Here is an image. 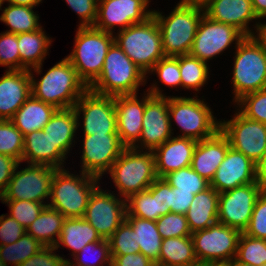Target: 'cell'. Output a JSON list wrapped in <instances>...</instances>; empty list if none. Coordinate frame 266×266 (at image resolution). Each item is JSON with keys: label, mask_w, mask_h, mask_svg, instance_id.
I'll return each mask as SVG.
<instances>
[{"label": "cell", "mask_w": 266, "mask_h": 266, "mask_svg": "<svg viewBox=\"0 0 266 266\" xmlns=\"http://www.w3.org/2000/svg\"><path fill=\"white\" fill-rule=\"evenodd\" d=\"M31 75V95L56 109L73 108L80 97L89 89L79 78L71 62L65 57L36 81Z\"/></svg>", "instance_id": "1"}, {"label": "cell", "mask_w": 266, "mask_h": 266, "mask_svg": "<svg viewBox=\"0 0 266 266\" xmlns=\"http://www.w3.org/2000/svg\"><path fill=\"white\" fill-rule=\"evenodd\" d=\"M204 14L202 6L181 4H177L167 17L158 11H152L161 32L165 56L176 57L190 53Z\"/></svg>", "instance_id": "2"}, {"label": "cell", "mask_w": 266, "mask_h": 266, "mask_svg": "<svg viewBox=\"0 0 266 266\" xmlns=\"http://www.w3.org/2000/svg\"><path fill=\"white\" fill-rule=\"evenodd\" d=\"M146 74L113 42L108 49L100 76L88 87L107 96L136 94L146 82Z\"/></svg>", "instance_id": "3"}, {"label": "cell", "mask_w": 266, "mask_h": 266, "mask_svg": "<svg viewBox=\"0 0 266 266\" xmlns=\"http://www.w3.org/2000/svg\"><path fill=\"white\" fill-rule=\"evenodd\" d=\"M125 147L108 171L121 197L147 190L158 178L153 151Z\"/></svg>", "instance_id": "4"}, {"label": "cell", "mask_w": 266, "mask_h": 266, "mask_svg": "<svg viewBox=\"0 0 266 266\" xmlns=\"http://www.w3.org/2000/svg\"><path fill=\"white\" fill-rule=\"evenodd\" d=\"M75 176L64 168H58L51 183V203L47 205L59 211L65 218L83 217L93 191L100 178L83 173Z\"/></svg>", "instance_id": "5"}, {"label": "cell", "mask_w": 266, "mask_h": 266, "mask_svg": "<svg viewBox=\"0 0 266 266\" xmlns=\"http://www.w3.org/2000/svg\"><path fill=\"white\" fill-rule=\"evenodd\" d=\"M113 42L112 33L101 31L94 26L78 27L75 47L66 58L87 87L100 76L108 49Z\"/></svg>", "instance_id": "6"}, {"label": "cell", "mask_w": 266, "mask_h": 266, "mask_svg": "<svg viewBox=\"0 0 266 266\" xmlns=\"http://www.w3.org/2000/svg\"><path fill=\"white\" fill-rule=\"evenodd\" d=\"M114 42L145 74L165 57L161 32L153 16L119 31Z\"/></svg>", "instance_id": "7"}, {"label": "cell", "mask_w": 266, "mask_h": 266, "mask_svg": "<svg viewBox=\"0 0 266 266\" xmlns=\"http://www.w3.org/2000/svg\"><path fill=\"white\" fill-rule=\"evenodd\" d=\"M236 46L233 67L234 101L266 89V51L253 38L245 36Z\"/></svg>", "instance_id": "8"}, {"label": "cell", "mask_w": 266, "mask_h": 266, "mask_svg": "<svg viewBox=\"0 0 266 266\" xmlns=\"http://www.w3.org/2000/svg\"><path fill=\"white\" fill-rule=\"evenodd\" d=\"M208 106L195 97L168 96L169 119L175 120L183 132L178 137L201 141L212 137L220 129V122Z\"/></svg>", "instance_id": "9"}, {"label": "cell", "mask_w": 266, "mask_h": 266, "mask_svg": "<svg viewBox=\"0 0 266 266\" xmlns=\"http://www.w3.org/2000/svg\"><path fill=\"white\" fill-rule=\"evenodd\" d=\"M159 89L155 83L147 90L148 93L144 94L146 96L142 132L138 144L133 146L135 149L139 148L140 150L143 147L146 149L145 151H153L172 137L173 129L169 119L168 97Z\"/></svg>", "instance_id": "10"}, {"label": "cell", "mask_w": 266, "mask_h": 266, "mask_svg": "<svg viewBox=\"0 0 266 266\" xmlns=\"http://www.w3.org/2000/svg\"><path fill=\"white\" fill-rule=\"evenodd\" d=\"M241 232L219 222L191 234L198 262H228L236 258Z\"/></svg>", "instance_id": "11"}, {"label": "cell", "mask_w": 266, "mask_h": 266, "mask_svg": "<svg viewBox=\"0 0 266 266\" xmlns=\"http://www.w3.org/2000/svg\"><path fill=\"white\" fill-rule=\"evenodd\" d=\"M18 167L19 164L0 200H29L44 203V199L50 198L51 183L56 168L29 164L25 169L17 171Z\"/></svg>", "instance_id": "12"}, {"label": "cell", "mask_w": 266, "mask_h": 266, "mask_svg": "<svg viewBox=\"0 0 266 266\" xmlns=\"http://www.w3.org/2000/svg\"><path fill=\"white\" fill-rule=\"evenodd\" d=\"M73 108L78 127L83 112L84 135L118 134L114 96L100 95L88 89Z\"/></svg>", "instance_id": "13"}, {"label": "cell", "mask_w": 266, "mask_h": 266, "mask_svg": "<svg viewBox=\"0 0 266 266\" xmlns=\"http://www.w3.org/2000/svg\"><path fill=\"white\" fill-rule=\"evenodd\" d=\"M229 121H220V130L230 147L257 163L266 151V124L247 119L239 111Z\"/></svg>", "instance_id": "14"}, {"label": "cell", "mask_w": 266, "mask_h": 266, "mask_svg": "<svg viewBox=\"0 0 266 266\" xmlns=\"http://www.w3.org/2000/svg\"><path fill=\"white\" fill-rule=\"evenodd\" d=\"M263 189L257 182L219 193L218 222L243 233L250 223L255 202Z\"/></svg>", "instance_id": "15"}, {"label": "cell", "mask_w": 266, "mask_h": 266, "mask_svg": "<svg viewBox=\"0 0 266 266\" xmlns=\"http://www.w3.org/2000/svg\"><path fill=\"white\" fill-rule=\"evenodd\" d=\"M126 200L97 187L90 196L83 218L95 228L102 239L108 240L125 221Z\"/></svg>", "instance_id": "16"}, {"label": "cell", "mask_w": 266, "mask_h": 266, "mask_svg": "<svg viewBox=\"0 0 266 266\" xmlns=\"http://www.w3.org/2000/svg\"><path fill=\"white\" fill-rule=\"evenodd\" d=\"M244 37L234 26L214 21L204 14L189 54L207 63L227 49L233 41L238 44Z\"/></svg>", "instance_id": "17"}, {"label": "cell", "mask_w": 266, "mask_h": 266, "mask_svg": "<svg viewBox=\"0 0 266 266\" xmlns=\"http://www.w3.org/2000/svg\"><path fill=\"white\" fill-rule=\"evenodd\" d=\"M149 0H98L97 19L94 27L113 34V27L119 31L130 25L145 22L152 16L147 10Z\"/></svg>", "instance_id": "18"}, {"label": "cell", "mask_w": 266, "mask_h": 266, "mask_svg": "<svg viewBox=\"0 0 266 266\" xmlns=\"http://www.w3.org/2000/svg\"><path fill=\"white\" fill-rule=\"evenodd\" d=\"M82 172L98 178L110 170L125 146L118 134L84 135Z\"/></svg>", "instance_id": "19"}, {"label": "cell", "mask_w": 266, "mask_h": 266, "mask_svg": "<svg viewBox=\"0 0 266 266\" xmlns=\"http://www.w3.org/2000/svg\"><path fill=\"white\" fill-rule=\"evenodd\" d=\"M256 182L255 163L242 152L230 147L210 186L222 193L238 186Z\"/></svg>", "instance_id": "20"}, {"label": "cell", "mask_w": 266, "mask_h": 266, "mask_svg": "<svg viewBox=\"0 0 266 266\" xmlns=\"http://www.w3.org/2000/svg\"><path fill=\"white\" fill-rule=\"evenodd\" d=\"M137 98V93L114 96L117 133L125 147H133L142 132L145 96L141 101Z\"/></svg>", "instance_id": "21"}, {"label": "cell", "mask_w": 266, "mask_h": 266, "mask_svg": "<svg viewBox=\"0 0 266 266\" xmlns=\"http://www.w3.org/2000/svg\"><path fill=\"white\" fill-rule=\"evenodd\" d=\"M203 8L210 19L234 26L244 36L255 34L248 27L250 21L259 19L251 0H209Z\"/></svg>", "instance_id": "22"}, {"label": "cell", "mask_w": 266, "mask_h": 266, "mask_svg": "<svg viewBox=\"0 0 266 266\" xmlns=\"http://www.w3.org/2000/svg\"><path fill=\"white\" fill-rule=\"evenodd\" d=\"M0 78V120H11L31 96L29 70H9Z\"/></svg>", "instance_id": "23"}, {"label": "cell", "mask_w": 266, "mask_h": 266, "mask_svg": "<svg viewBox=\"0 0 266 266\" xmlns=\"http://www.w3.org/2000/svg\"><path fill=\"white\" fill-rule=\"evenodd\" d=\"M229 148L227 137L219 129L212 137L197 141L190 167L211 182Z\"/></svg>", "instance_id": "24"}, {"label": "cell", "mask_w": 266, "mask_h": 266, "mask_svg": "<svg viewBox=\"0 0 266 266\" xmlns=\"http://www.w3.org/2000/svg\"><path fill=\"white\" fill-rule=\"evenodd\" d=\"M196 145L197 141L194 139L173 136L155 148L153 154L158 178L190 166Z\"/></svg>", "instance_id": "25"}, {"label": "cell", "mask_w": 266, "mask_h": 266, "mask_svg": "<svg viewBox=\"0 0 266 266\" xmlns=\"http://www.w3.org/2000/svg\"><path fill=\"white\" fill-rule=\"evenodd\" d=\"M65 157L67 156L54 144L48 132L35 130L24 136L22 162L58 169L63 168Z\"/></svg>", "instance_id": "26"}, {"label": "cell", "mask_w": 266, "mask_h": 266, "mask_svg": "<svg viewBox=\"0 0 266 266\" xmlns=\"http://www.w3.org/2000/svg\"><path fill=\"white\" fill-rule=\"evenodd\" d=\"M20 55V70H32L40 75L42 62L46 58L51 39L46 36L43 28L32 32L17 34ZM31 67V68H30Z\"/></svg>", "instance_id": "27"}, {"label": "cell", "mask_w": 266, "mask_h": 266, "mask_svg": "<svg viewBox=\"0 0 266 266\" xmlns=\"http://www.w3.org/2000/svg\"><path fill=\"white\" fill-rule=\"evenodd\" d=\"M218 205L219 193L211 186L194 196L185 214L191 233L218 222Z\"/></svg>", "instance_id": "28"}, {"label": "cell", "mask_w": 266, "mask_h": 266, "mask_svg": "<svg viewBox=\"0 0 266 266\" xmlns=\"http://www.w3.org/2000/svg\"><path fill=\"white\" fill-rule=\"evenodd\" d=\"M57 109L32 95L15 112L11 121L25 136L35 130H43Z\"/></svg>", "instance_id": "29"}, {"label": "cell", "mask_w": 266, "mask_h": 266, "mask_svg": "<svg viewBox=\"0 0 266 266\" xmlns=\"http://www.w3.org/2000/svg\"><path fill=\"white\" fill-rule=\"evenodd\" d=\"M104 240L83 217H73L64 220L59 240L54 247L58 250L60 244H63L72 250L71 256H74L88 243Z\"/></svg>", "instance_id": "30"}, {"label": "cell", "mask_w": 266, "mask_h": 266, "mask_svg": "<svg viewBox=\"0 0 266 266\" xmlns=\"http://www.w3.org/2000/svg\"><path fill=\"white\" fill-rule=\"evenodd\" d=\"M78 129V118L74 108L57 109L51 116L49 122L44 126L43 131L53 140L54 144L67 155L70 151L74 133Z\"/></svg>", "instance_id": "31"}, {"label": "cell", "mask_w": 266, "mask_h": 266, "mask_svg": "<svg viewBox=\"0 0 266 266\" xmlns=\"http://www.w3.org/2000/svg\"><path fill=\"white\" fill-rule=\"evenodd\" d=\"M66 218L48 205L28 226L26 233L33 236L43 246L54 247L59 240L61 229ZM56 239H55V237Z\"/></svg>", "instance_id": "32"}, {"label": "cell", "mask_w": 266, "mask_h": 266, "mask_svg": "<svg viewBox=\"0 0 266 266\" xmlns=\"http://www.w3.org/2000/svg\"><path fill=\"white\" fill-rule=\"evenodd\" d=\"M197 262L192 236L172 237L162 240L155 266H188Z\"/></svg>", "instance_id": "33"}, {"label": "cell", "mask_w": 266, "mask_h": 266, "mask_svg": "<svg viewBox=\"0 0 266 266\" xmlns=\"http://www.w3.org/2000/svg\"><path fill=\"white\" fill-rule=\"evenodd\" d=\"M125 220L135 231V239L139 244L140 252L156 264L159 259L163 240L156 222L135 216H126Z\"/></svg>", "instance_id": "34"}, {"label": "cell", "mask_w": 266, "mask_h": 266, "mask_svg": "<svg viewBox=\"0 0 266 266\" xmlns=\"http://www.w3.org/2000/svg\"><path fill=\"white\" fill-rule=\"evenodd\" d=\"M126 216L156 221L160 218L159 178L145 190L131 195L126 200Z\"/></svg>", "instance_id": "35"}, {"label": "cell", "mask_w": 266, "mask_h": 266, "mask_svg": "<svg viewBox=\"0 0 266 266\" xmlns=\"http://www.w3.org/2000/svg\"><path fill=\"white\" fill-rule=\"evenodd\" d=\"M34 7L8 4L1 16L0 21L10 27L5 32L19 34L32 32L40 29L39 16L32 9Z\"/></svg>", "instance_id": "36"}, {"label": "cell", "mask_w": 266, "mask_h": 266, "mask_svg": "<svg viewBox=\"0 0 266 266\" xmlns=\"http://www.w3.org/2000/svg\"><path fill=\"white\" fill-rule=\"evenodd\" d=\"M44 246L33 236L24 233L19 240L12 244L0 245V260L7 266H19L32 255L38 253ZM8 263V264H7Z\"/></svg>", "instance_id": "37"}, {"label": "cell", "mask_w": 266, "mask_h": 266, "mask_svg": "<svg viewBox=\"0 0 266 266\" xmlns=\"http://www.w3.org/2000/svg\"><path fill=\"white\" fill-rule=\"evenodd\" d=\"M204 61L190 54L179 56L181 87L198 91L209 78V67Z\"/></svg>", "instance_id": "38"}, {"label": "cell", "mask_w": 266, "mask_h": 266, "mask_svg": "<svg viewBox=\"0 0 266 266\" xmlns=\"http://www.w3.org/2000/svg\"><path fill=\"white\" fill-rule=\"evenodd\" d=\"M233 262H242L254 266L266 264V240L241 233L236 258Z\"/></svg>", "instance_id": "39"}, {"label": "cell", "mask_w": 266, "mask_h": 266, "mask_svg": "<svg viewBox=\"0 0 266 266\" xmlns=\"http://www.w3.org/2000/svg\"><path fill=\"white\" fill-rule=\"evenodd\" d=\"M163 178L171 187L177 188V191H193L195 195L210 187V182L190 166L170 172Z\"/></svg>", "instance_id": "40"}, {"label": "cell", "mask_w": 266, "mask_h": 266, "mask_svg": "<svg viewBox=\"0 0 266 266\" xmlns=\"http://www.w3.org/2000/svg\"><path fill=\"white\" fill-rule=\"evenodd\" d=\"M24 135L11 120H0V154L22 162Z\"/></svg>", "instance_id": "41"}, {"label": "cell", "mask_w": 266, "mask_h": 266, "mask_svg": "<svg viewBox=\"0 0 266 266\" xmlns=\"http://www.w3.org/2000/svg\"><path fill=\"white\" fill-rule=\"evenodd\" d=\"M86 254L91 255L92 258L94 256L95 259L93 258L92 260L95 261V263H90L88 259L91 260V258L84 257ZM73 257L74 260H76L74 261L75 263H73V261L70 262L69 259L66 266H103L104 264H107V266L112 265V257L108 240L88 243L80 250L78 254L74 255Z\"/></svg>", "instance_id": "42"}, {"label": "cell", "mask_w": 266, "mask_h": 266, "mask_svg": "<svg viewBox=\"0 0 266 266\" xmlns=\"http://www.w3.org/2000/svg\"><path fill=\"white\" fill-rule=\"evenodd\" d=\"M111 256L126 255L140 252L135 239V231L125 220L108 239Z\"/></svg>", "instance_id": "43"}, {"label": "cell", "mask_w": 266, "mask_h": 266, "mask_svg": "<svg viewBox=\"0 0 266 266\" xmlns=\"http://www.w3.org/2000/svg\"><path fill=\"white\" fill-rule=\"evenodd\" d=\"M236 103L247 119L266 124V89L246 94Z\"/></svg>", "instance_id": "44"}, {"label": "cell", "mask_w": 266, "mask_h": 266, "mask_svg": "<svg viewBox=\"0 0 266 266\" xmlns=\"http://www.w3.org/2000/svg\"><path fill=\"white\" fill-rule=\"evenodd\" d=\"M155 222L162 239L187 237L192 234L184 214L169 212Z\"/></svg>", "instance_id": "45"}, {"label": "cell", "mask_w": 266, "mask_h": 266, "mask_svg": "<svg viewBox=\"0 0 266 266\" xmlns=\"http://www.w3.org/2000/svg\"><path fill=\"white\" fill-rule=\"evenodd\" d=\"M10 209V216L25 229L39 216L47 204L29 200H2Z\"/></svg>", "instance_id": "46"}, {"label": "cell", "mask_w": 266, "mask_h": 266, "mask_svg": "<svg viewBox=\"0 0 266 266\" xmlns=\"http://www.w3.org/2000/svg\"><path fill=\"white\" fill-rule=\"evenodd\" d=\"M0 65L8 67L9 70H20L17 34H0Z\"/></svg>", "instance_id": "47"}, {"label": "cell", "mask_w": 266, "mask_h": 266, "mask_svg": "<svg viewBox=\"0 0 266 266\" xmlns=\"http://www.w3.org/2000/svg\"><path fill=\"white\" fill-rule=\"evenodd\" d=\"M156 72L164 85L181 86V75L179 68V56H165L161 58L150 70Z\"/></svg>", "instance_id": "48"}, {"label": "cell", "mask_w": 266, "mask_h": 266, "mask_svg": "<svg viewBox=\"0 0 266 266\" xmlns=\"http://www.w3.org/2000/svg\"><path fill=\"white\" fill-rule=\"evenodd\" d=\"M243 233L254 238L266 240V190H263L258 196L250 223Z\"/></svg>", "instance_id": "49"}, {"label": "cell", "mask_w": 266, "mask_h": 266, "mask_svg": "<svg viewBox=\"0 0 266 266\" xmlns=\"http://www.w3.org/2000/svg\"><path fill=\"white\" fill-rule=\"evenodd\" d=\"M80 16V27L94 26L97 19L98 0H65Z\"/></svg>", "instance_id": "50"}, {"label": "cell", "mask_w": 266, "mask_h": 266, "mask_svg": "<svg viewBox=\"0 0 266 266\" xmlns=\"http://www.w3.org/2000/svg\"><path fill=\"white\" fill-rule=\"evenodd\" d=\"M55 247L44 246L38 253L32 255L19 266H66L68 259L55 254Z\"/></svg>", "instance_id": "51"}, {"label": "cell", "mask_w": 266, "mask_h": 266, "mask_svg": "<svg viewBox=\"0 0 266 266\" xmlns=\"http://www.w3.org/2000/svg\"><path fill=\"white\" fill-rule=\"evenodd\" d=\"M5 216L4 214L0 216V238L2 241L0 245L12 244L26 232V229L10 215Z\"/></svg>", "instance_id": "52"}, {"label": "cell", "mask_w": 266, "mask_h": 266, "mask_svg": "<svg viewBox=\"0 0 266 266\" xmlns=\"http://www.w3.org/2000/svg\"><path fill=\"white\" fill-rule=\"evenodd\" d=\"M195 194L193 191H177V188L170 186L169 208L170 212L186 214Z\"/></svg>", "instance_id": "53"}, {"label": "cell", "mask_w": 266, "mask_h": 266, "mask_svg": "<svg viewBox=\"0 0 266 266\" xmlns=\"http://www.w3.org/2000/svg\"><path fill=\"white\" fill-rule=\"evenodd\" d=\"M20 162L8 155L0 154V197L5 192L17 165Z\"/></svg>", "instance_id": "54"}, {"label": "cell", "mask_w": 266, "mask_h": 266, "mask_svg": "<svg viewBox=\"0 0 266 266\" xmlns=\"http://www.w3.org/2000/svg\"><path fill=\"white\" fill-rule=\"evenodd\" d=\"M111 257L112 266H155V263L141 252Z\"/></svg>", "instance_id": "55"}, {"label": "cell", "mask_w": 266, "mask_h": 266, "mask_svg": "<svg viewBox=\"0 0 266 266\" xmlns=\"http://www.w3.org/2000/svg\"><path fill=\"white\" fill-rule=\"evenodd\" d=\"M170 185L164 178H159V203H160V217L170 212Z\"/></svg>", "instance_id": "56"}, {"label": "cell", "mask_w": 266, "mask_h": 266, "mask_svg": "<svg viewBox=\"0 0 266 266\" xmlns=\"http://www.w3.org/2000/svg\"><path fill=\"white\" fill-rule=\"evenodd\" d=\"M255 178L259 186L266 190V151L261 159L255 163Z\"/></svg>", "instance_id": "57"}, {"label": "cell", "mask_w": 266, "mask_h": 266, "mask_svg": "<svg viewBox=\"0 0 266 266\" xmlns=\"http://www.w3.org/2000/svg\"><path fill=\"white\" fill-rule=\"evenodd\" d=\"M254 28H256L257 35H252L253 38L266 51V24L257 22Z\"/></svg>", "instance_id": "58"}, {"label": "cell", "mask_w": 266, "mask_h": 266, "mask_svg": "<svg viewBox=\"0 0 266 266\" xmlns=\"http://www.w3.org/2000/svg\"><path fill=\"white\" fill-rule=\"evenodd\" d=\"M255 14L261 20L266 17V0H251Z\"/></svg>", "instance_id": "59"}, {"label": "cell", "mask_w": 266, "mask_h": 266, "mask_svg": "<svg viewBox=\"0 0 266 266\" xmlns=\"http://www.w3.org/2000/svg\"><path fill=\"white\" fill-rule=\"evenodd\" d=\"M5 1L11 5H23V6L35 7L38 4H40L42 0H3V3Z\"/></svg>", "instance_id": "60"}, {"label": "cell", "mask_w": 266, "mask_h": 266, "mask_svg": "<svg viewBox=\"0 0 266 266\" xmlns=\"http://www.w3.org/2000/svg\"><path fill=\"white\" fill-rule=\"evenodd\" d=\"M209 0H181L178 4L181 5H197L204 6Z\"/></svg>", "instance_id": "61"}, {"label": "cell", "mask_w": 266, "mask_h": 266, "mask_svg": "<svg viewBox=\"0 0 266 266\" xmlns=\"http://www.w3.org/2000/svg\"><path fill=\"white\" fill-rule=\"evenodd\" d=\"M207 266H233V261H228V262H211V263H207Z\"/></svg>", "instance_id": "62"}, {"label": "cell", "mask_w": 266, "mask_h": 266, "mask_svg": "<svg viewBox=\"0 0 266 266\" xmlns=\"http://www.w3.org/2000/svg\"><path fill=\"white\" fill-rule=\"evenodd\" d=\"M233 266H254V265L245 264L242 262H233Z\"/></svg>", "instance_id": "63"}, {"label": "cell", "mask_w": 266, "mask_h": 266, "mask_svg": "<svg viewBox=\"0 0 266 266\" xmlns=\"http://www.w3.org/2000/svg\"><path fill=\"white\" fill-rule=\"evenodd\" d=\"M188 266H207V263L197 262V263H195V264L188 265Z\"/></svg>", "instance_id": "64"}, {"label": "cell", "mask_w": 266, "mask_h": 266, "mask_svg": "<svg viewBox=\"0 0 266 266\" xmlns=\"http://www.w3.org/2000/svg\"><path fill=\"white\" fill-rule=\"evenodd\" d=\"M0 266H6L3 261L0 260Z\"/></svg>", "instance_id": "65"}, {"label": "cell", "mask_w": 266, "mask_h": 266, "mask_svg": "<svg viewBox=\"0 0 266 266\" xmlns=\"http://www.w3.org/2000/svg\"><path fill=\"white\" fill-rule=\"evenodd\" d=\"M2 4H3V0H0V9L2 7Z\"/></svg>", "instance_id": "66"}]
</instances>
